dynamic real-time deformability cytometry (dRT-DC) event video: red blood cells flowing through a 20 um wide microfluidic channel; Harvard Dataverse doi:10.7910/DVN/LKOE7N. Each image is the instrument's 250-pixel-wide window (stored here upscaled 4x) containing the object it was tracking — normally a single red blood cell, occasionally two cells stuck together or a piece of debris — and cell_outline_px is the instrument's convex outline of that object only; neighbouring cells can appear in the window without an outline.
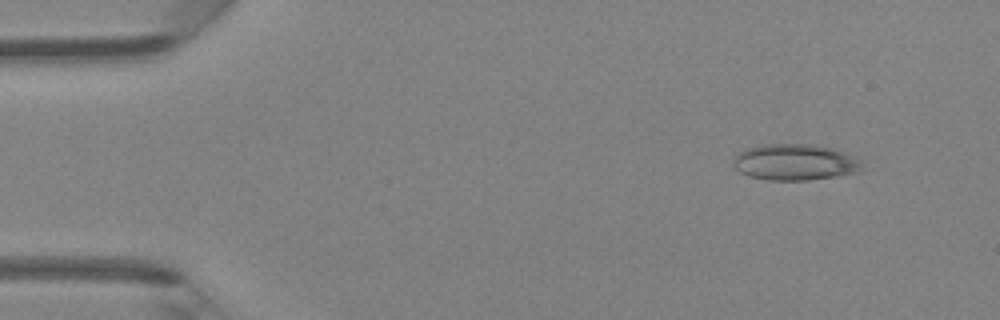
{"species": "Egyptian fruit bat (a non-hibernating species)", "species_latin": "Rousettus aegyptiacus", "temperature_condition": "room temperature", "stored_images_in_passage": 4, "camera_frame_rate_fps": 3000, "um_per_image_px": 0.085, "animal": {"sex": "female"}, "frame": {"image": 1, "passage_image": 2, "time_ms": 0.333, "image_size_px": [1000, 320], "cell_outline_px": [[864, 172], [808, 180], [768, 180], [748, 176], [740, 172], [732, 164], [736, 156], [744, 148], [760, 144], [816, 144], [832, 148], [856, 156], [860, 160]], "centroid_in_image_um": [67.61, 13.78], "position_along_channel_um": 17.4, "area_um2": 27.57}}